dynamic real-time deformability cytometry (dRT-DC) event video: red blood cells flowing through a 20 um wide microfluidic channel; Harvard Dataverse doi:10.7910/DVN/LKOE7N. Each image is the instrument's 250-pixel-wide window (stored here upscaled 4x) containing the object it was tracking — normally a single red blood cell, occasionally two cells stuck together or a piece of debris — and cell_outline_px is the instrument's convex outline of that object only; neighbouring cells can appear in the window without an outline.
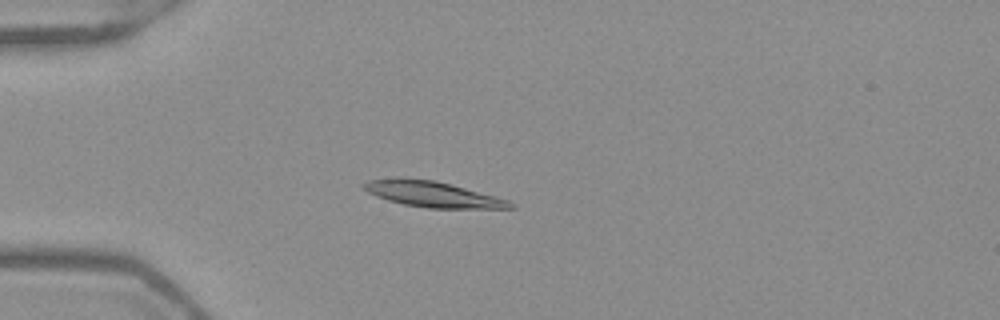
{"species": "Egyptian fruit bat (a non-hibernating species)", "species_latin": "Rousettus aegyptiacus", "temperature_condition": "warm", "stored_images_in_passage": 53, "camera_frame_rate_fps": 3000, "um_per_image_px": 0.085, "frame": {"image": 1, "passage_image": 15, "time_ms": 4.667, "image_size_px": [1000, 320], "cell_outline_px": [[516, 208], [428, 208], [404, 204], [388, 200], [376, 196], [368, 192], [360, 184], [368, 180], [396, 176], [400, 176], [432, 180], [452, 184], [496, 196], [508, 200], [516, 204]], "centroid_in_image_um": [36.74, 16.48], "position_along_channel_um": 48.3, "area_um2": 22.25}}
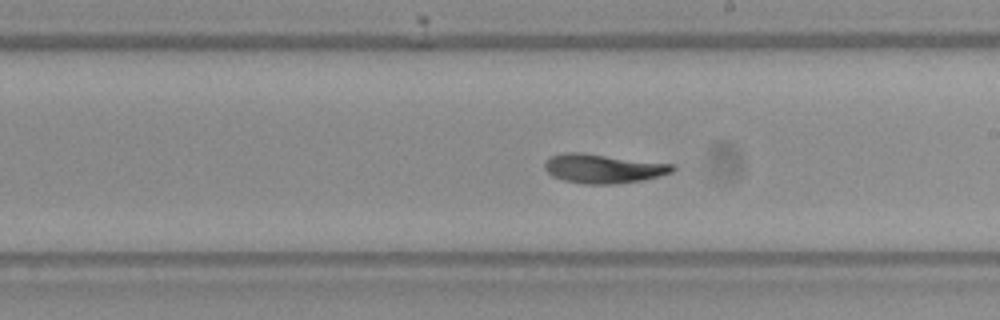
{"frame": {"image": 2, "passage_image": 31, "time_ms": 10.0, "image_size_px": [1000, 320], "cell_outline_px": [[676, 168], [672, 172], [644, 180], [616, 184], [584, 184], [564, 180], [552, 176], [544, 168], [544, 164], [552, 156], [564, 152], [584, 152], [676, 164]], "centroid_in_image_um": [51.32, 14.32], "position_along_channel_um": 237.7, "area_um2": 21.96}}
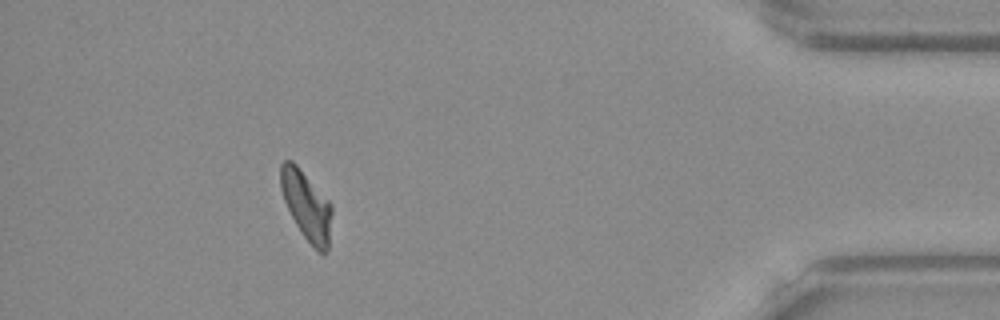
{"frame": {"image": 3, "passage_image": 48, "time_ms": 15.667, "image_size_px": [1000, 320], "cell_outline_px": [[332, 212], [328, 248], [324, 252], [316, 252], [304, 236], [296, 224], [284, 200], [280, 188], [280, 164], [284, 160], [292, 160], [296, 164], [332, 204]], "centroid_in_image_um": [26.05, 17.46], "position_along_channel_um": 409.2, "area_um2": 20.4}, "authors_computed_cell_mechanics": {"area_um2": 21.7328, "velocity_mm_per_s": 3.9088, "shape_relaxation_time_tau1_ms": 5.2528, "shape_relaxation_time_tau2_ms": 3.7731, "deformation_change_tau1": 0.188, "deformation_change_tau2": 0.0804}}